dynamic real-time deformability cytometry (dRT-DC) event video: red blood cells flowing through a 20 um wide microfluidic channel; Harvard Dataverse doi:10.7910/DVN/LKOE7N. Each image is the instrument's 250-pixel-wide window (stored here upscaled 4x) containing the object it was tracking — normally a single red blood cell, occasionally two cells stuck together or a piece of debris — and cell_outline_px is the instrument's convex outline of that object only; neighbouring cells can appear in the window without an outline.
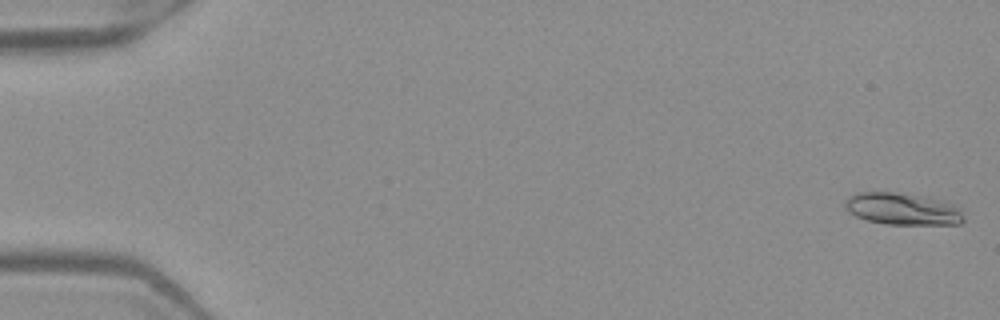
{"species": "Egyptian fruit bat (a non-hibernating species)", "species_latin": "Rousettus aegyptiacus", "temperature_condition": "warm", "stored_images_in_passage": 15, "camera_frame_rate_fps": 3000, "um_per_image_px": 0.085, "frame": {"image": 1, "passage_image": 1, "time_ms": 0.0, "image_size_px": [1000, 320], "cell_outline_px": [[964, 220], [960, 224], [884, 224], [868, 220], [856, 216], [848, 212], [844, 208], [844, 200], [848, 196], [856, 192], [896, 192], [932, 196], [944, 200], [964, 208]], "centroid_in_image_um": [76.77, 17.73], "position_along_channel_um": 8.2, "area_um2": 22.89}}